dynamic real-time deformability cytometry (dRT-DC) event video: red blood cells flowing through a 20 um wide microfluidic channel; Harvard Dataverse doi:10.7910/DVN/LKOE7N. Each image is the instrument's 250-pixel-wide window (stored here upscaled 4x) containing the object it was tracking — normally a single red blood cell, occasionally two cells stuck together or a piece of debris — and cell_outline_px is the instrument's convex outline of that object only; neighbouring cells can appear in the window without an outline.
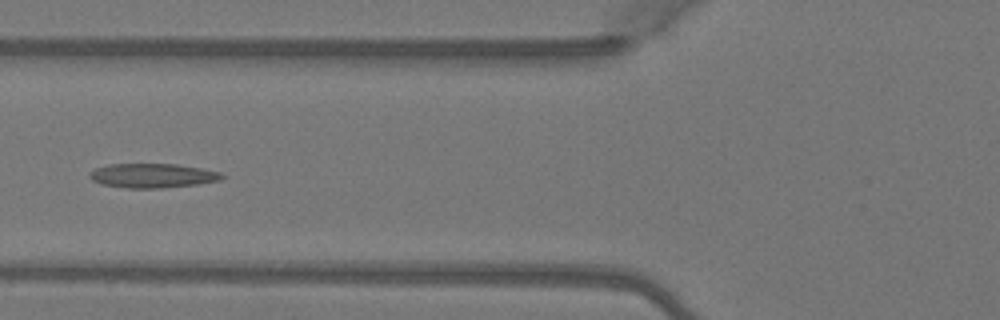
{"species": "Egyptian fruit bat (a non-hibernating species)", "species_latin": "Rousettus aegyptiacus", "temperature_condition": "warm", "stored_images_in_passage": 5, "camera_frame_rate_fps": 3000, "um_per_image_px": 0.085, "animal": {"sex": "female"}, "frame": {"image": 1, "passage_image": 4, "time_ms": 1.0, "image_size_px": [1000, 320], "cell_outline_px": [[224, 176], [220, 180], [196, 184], [160, 188], [128, 188], [104, 184], [92, 180], [88, 176], [88, 172], [96, 168], [108, 164], [176, 164], [224, 172]], "centroid_in_image_um": [12.97, 14.92], "position_along_channel_um": 112.8, "area_um2": 18.67}}
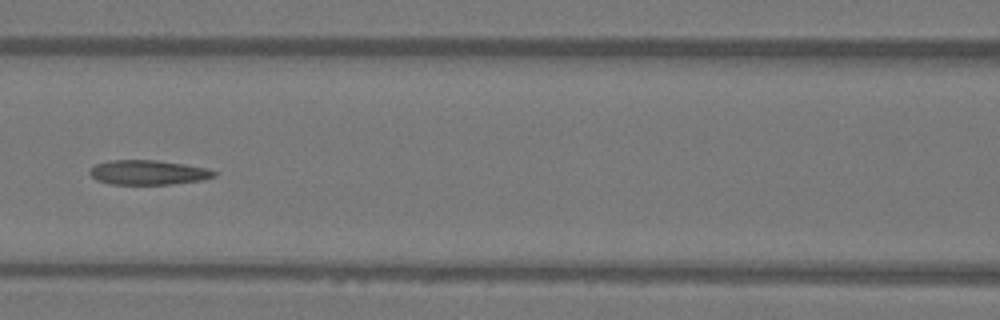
{"frame": {"image": 2, "passage_image": 5, "time_ms": 1.333, "image_size_px": [1000, 320], "cell_outline_px": [[216, 176], [200, 180], [172, 184], [108, 184], [96, 180], [88, 172], [96, 164], [108, 160], [156, 160], [184, 164], [208, 168], [216, 172]], "centroid_in_image_um": [12.58, 14.65], "position_along_channel_um": 154.0, "area_um2": 17.8}}